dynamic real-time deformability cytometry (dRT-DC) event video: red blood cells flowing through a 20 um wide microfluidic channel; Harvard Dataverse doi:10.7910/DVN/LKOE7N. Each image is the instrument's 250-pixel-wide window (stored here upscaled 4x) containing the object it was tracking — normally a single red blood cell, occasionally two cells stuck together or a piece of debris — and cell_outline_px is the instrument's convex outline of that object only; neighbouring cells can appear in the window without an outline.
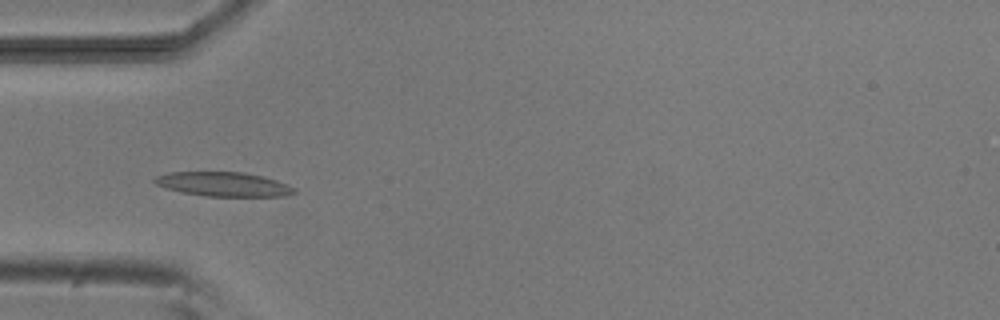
{"species": "common noctule bat (a hibernating species)", "species_latin": "Nyctalus noctula", "temperature_condition": "room temperature", "stored_images_in_passage": 8, "camera_frame_rate_fps": 3000, "um_per_image_px": 0.085, "animal": {"sex": "male", "body_mass_g": 20.5, "forearm_length_mm": 52.5}, "frame": {"image": 1, "passage_image": 5, "time_ms": 5.333, "image_size_px": [1000, 320], "cell_outline_px": [[296, 192], [284, 196], [204, 196], [180, 192], [156, 184], [152, 180], [156, 176], [168, 172], [244, 172], [264, 176], [288, 184], [296, 188]], "centroid_in_image_um": [19.01, 15.65], "position_along_channel_um": 66.0, "area_um2": 19.83}}
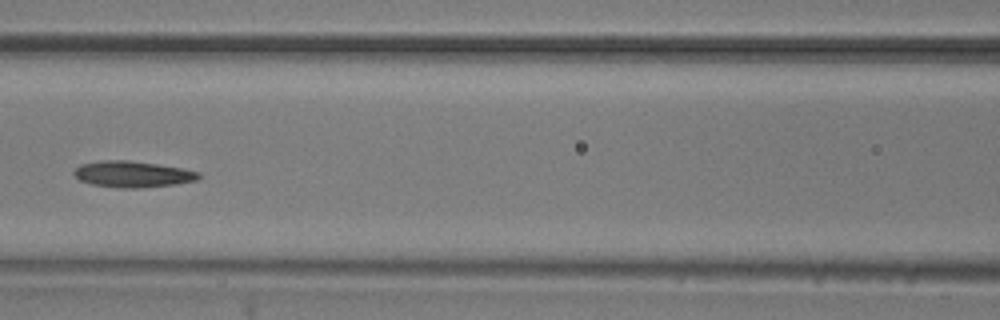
{"frame": {"image": 2, "passage_image": 7, "time_ms": 7.667, "image_size_px": [1000, 320], "cell_outline_px": [[200, 176], [196, 180], [176, 184], [140, 188], [120, 188], [92, 184], [80, 180], [72, 172], [80, 164], [100, 160], [128, 160], [156, 164], [180, 168], [200, 172]], "centroid_in_image_um": [11.25, 14.8], "position_along_channel_um": 155.4, "area_um2": 18.96}}
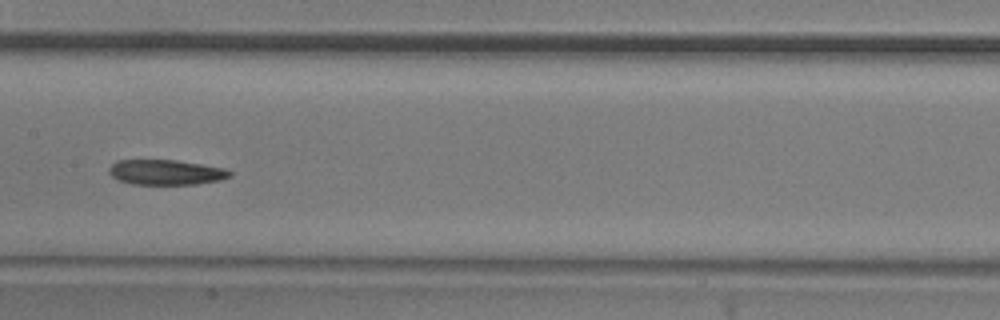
{"frame": {"image": 3, "passage_image": 8, "time_ms": 8.667, "image_size_px": [1000, 320], "cell_outline_px": [[232, 176], [220, 180], [196, 184], [132, 184], [120, 180], [112, 176], [108, 172], [108, 168], [116, 160], [176, 160], [224, 168], [232, 172]], "centroid_in_image_um": [14.1, 14.64], "position_along_channel_um": 193.3, "area_um2": 17.63}}